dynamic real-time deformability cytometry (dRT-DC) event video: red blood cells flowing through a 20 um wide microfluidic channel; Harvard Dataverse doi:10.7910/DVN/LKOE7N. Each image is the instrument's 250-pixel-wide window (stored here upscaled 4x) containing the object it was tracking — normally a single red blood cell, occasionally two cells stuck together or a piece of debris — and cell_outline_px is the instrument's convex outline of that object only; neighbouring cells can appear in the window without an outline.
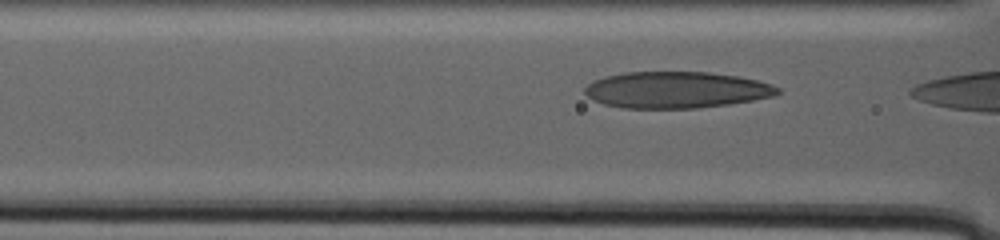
{"species": "human", "species_latin": "Homo sapiens", "temperature_condition": "warm", "stored_images_in_passage": 11, "camera_frame_rate_fps": 3000, "um_per_image_px": 0.085, "donor": {"sex": "male"}, "frame": {"image": 1, "passage_image": 9, "time_ms": 1.667, "image_size_px": [1000, 240], "cell_outline_px": [[780, 92], [772, 96], [752, 100], [728, 104], [696, 108], [624, 108], [604, 104], [592, 100], [584, 92], [584, 88], [592, 80], [604, 76], [624, 72], [708, 72], [736, 76], [756, 80], [772, 84], [780, 88]], "centroid_in_image_um": [57.44, 7.63], "position_along_channel_um": 109.2, "area_um2": 40.98}}